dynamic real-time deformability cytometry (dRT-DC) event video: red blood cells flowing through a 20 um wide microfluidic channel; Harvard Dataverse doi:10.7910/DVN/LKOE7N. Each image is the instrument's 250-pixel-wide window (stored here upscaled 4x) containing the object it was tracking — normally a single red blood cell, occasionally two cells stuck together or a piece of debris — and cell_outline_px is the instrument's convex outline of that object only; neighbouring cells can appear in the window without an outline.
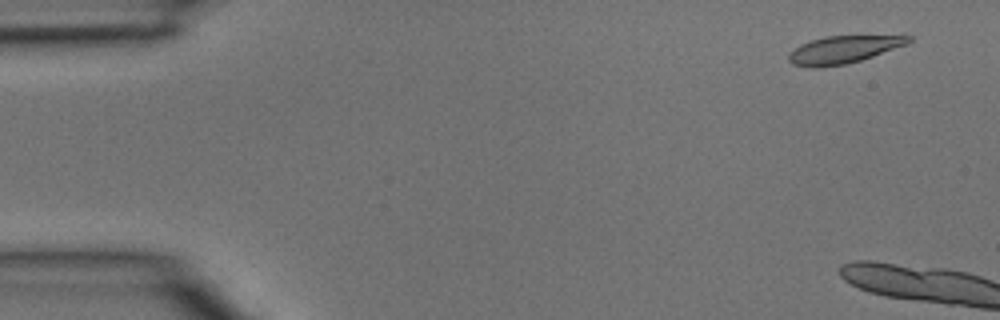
{"species": "common noctule bat (a hibernating species)", "species_latin": "Nyctalus noctula", "temperature_condition": "room temperature", "stored_images_in_passage": 4, "camera_frame_rate_fps": 3000, "um_per_image_px": 0.085, "animal": {"sex": "male", "body_mass_g": 15.6}, "frame": {"image": 1, "passage_image": 1, "time_ms": 0.0, "image_size_px": [1000, 320], "cell_outline_px": [[912, 40], [908, 44], [860, 60], [844, 64], [820, 68], [808, 68], [792, 64], [788, 60], [788, 56], [800, 44], [824, 36], [912, 36]], "centroid_in_image_um": [71.66, 4.23], "position_along_channel_um": 13.3, "area_um2": 19.02}}